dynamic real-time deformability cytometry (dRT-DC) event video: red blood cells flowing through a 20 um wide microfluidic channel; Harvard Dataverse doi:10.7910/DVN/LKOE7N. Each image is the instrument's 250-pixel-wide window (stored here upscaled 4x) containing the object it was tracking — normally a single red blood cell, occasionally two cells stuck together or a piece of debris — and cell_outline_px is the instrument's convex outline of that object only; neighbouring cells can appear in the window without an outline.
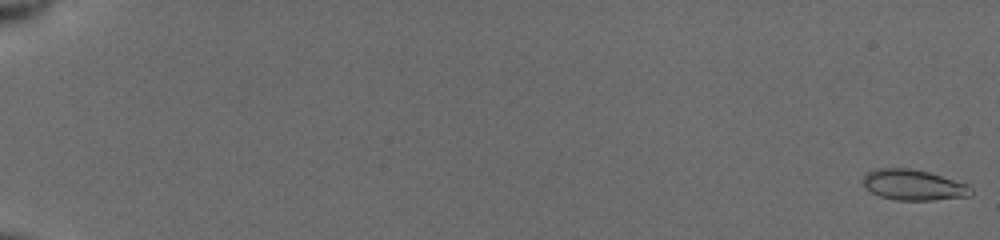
{"species": "common noctule bat (a hibernating species)", "species_latin": "Nyctalus noctula", "temperature_condition": "cold", "stored_images_in_passage": 55, "camera_frame_rate_fps": 3000, "um_per_image_px": 0.085, "animal": {"sex": "female", "body_mass_g": 19.5, "forearm_length_mm": 54.1}, "frame": {"image": 1, "passage_image": 1, "time_ms": 0.0, "image_size_px": [1000, 240], "cell_outline_px": [[972, 196], [932, 200], [896, 200], [880, 196], [864, 188], [860, 180], [868, 172], [876, 168], [908, 168], [928, 172], [968, 184], [972, 188]], "centroid_in_image_um": [77.62, 15.72], "position_along_channel_um": 7.4, "area_um2": 19.42}}
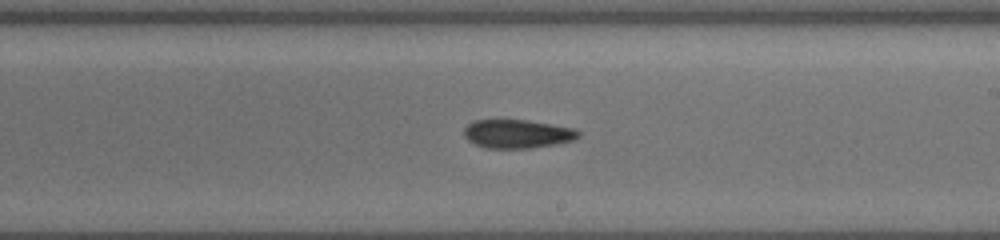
{"frame": {"image": 2, "passage_image": 35, "time_ms": 11.333, "image_size_px": [1000, 240], "cell_outline_px": [[580, 136], [572, 140], [560, 144], [532, 148], [484, 148], [468, 140], [464, 136], [464, 128], [468, 124], [476, 120], [524, 120], [572, 128], [580, 132]], "centroid_in_image_um": [43.97, 11.39], "position_along_channel_um": 245.0, "area_um2": 18.96}}
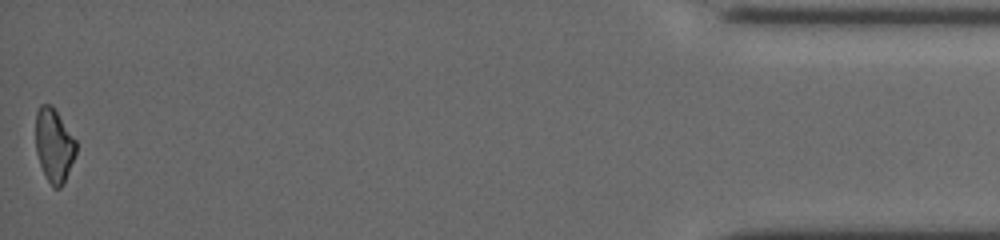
{"frame": {"image": 3, "passage_image": 55, "time_ms": 18.0, "image_size_px": [1000, 240], "cell_outline_px": [[76, 152], [64, 184], [60, 188], [52, 188], [40, 164], [36, 152], [36, 112], [40, 104], [52, 104], [76, 140]], "centroid_in_image_um": [4.59, 12.34], "position_along_channel_um": 430.6, "area_um2": 17.34}, "authors_computed_cell_mechanics": {"area_um2": 18.9006, "velocity_mm_per_s": 3.9404, "shape_relaxation_time_tau1_ms": 5.9963, "shape_relaxation_time_tau2_ms": null, "deformation_change_tau1": 0.1485, "deformation_change_tau2": null}}